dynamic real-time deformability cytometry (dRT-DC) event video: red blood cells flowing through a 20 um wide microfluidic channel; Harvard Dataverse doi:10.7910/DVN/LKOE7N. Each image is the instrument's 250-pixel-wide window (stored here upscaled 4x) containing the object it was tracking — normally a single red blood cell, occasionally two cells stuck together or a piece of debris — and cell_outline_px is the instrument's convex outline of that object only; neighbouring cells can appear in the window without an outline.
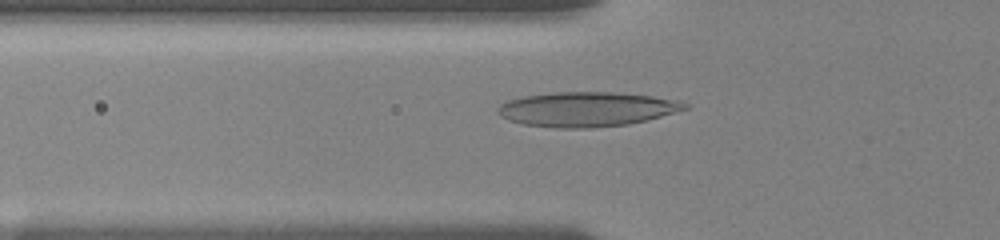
{"species": "human", "species_latin": "Homo sapiens", "temperature_condition": "room temperature", "stored_images_in_passage": 37, "camera_frame_rate_fps": 3000, "um_per_image_px": 0.085, "donor": {"sex": "female"}, "frame": {"image": 1, "passage_image": 22, "time_ms": 6.333, "image_size_px": [1000, 240], "cell_outline_px": [[688, 108], [676, 112], [628, 124], [592, 128], [556, 128], [524, 124], [508, 120], [500, 116], [496, 112], [496, 108], [500, 104], [508, 100], [524, 96], [556, 92], [612, 92], [652, 96], [680, 100], [688, 104]], "centroid_in_image_um": [49.84, 9.28], "position_along_channel_um": 76.0, "area_um2": 37.74}}
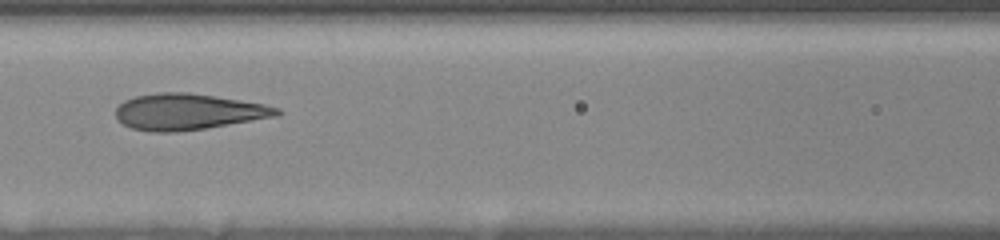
{"frame": {"image": 2, "passage_image": 32, "time_ms": 8.333, "image_size_px": [1000, 240], "cell_outline_px": [[284, 112], [280, 116], [204, 128], [176, 132], [152, 132], [132, 128], [116, 120], [116, 108], [124, 100], [136, 96], [160, 92], [188, 92], [240, 100], [264, 104], [280, 108]], "centroid_in_image_um": [16.01, 9.5], "position_along_channel_um": 150.6, "area_um2": 33.99}}
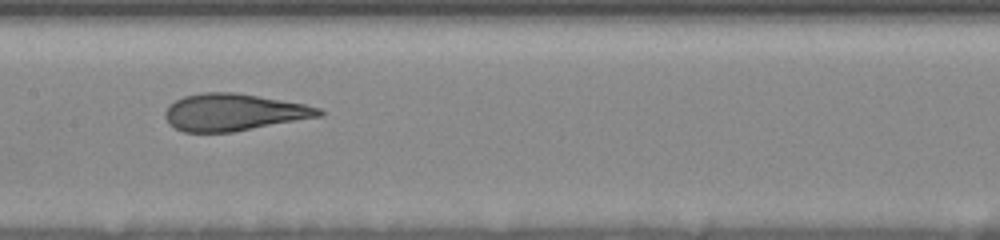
{"frame": {"image": 3, "passage_image": 36, "time_ms": 9.333, "image_size_px": [1000, 240], "cell_outline_px": [[324, 116], [232, 132], [184, 132], [168, 124], [164, 116], [164, 112], [168, 104], [184, 96], [204, 92], [236, 92], [304, 104], [320, 108], [324, 112]], "centroid_in_image_um": [19.85, 9.54], "position_along_channel_um": 187.5, "area_um2": 33.35}}